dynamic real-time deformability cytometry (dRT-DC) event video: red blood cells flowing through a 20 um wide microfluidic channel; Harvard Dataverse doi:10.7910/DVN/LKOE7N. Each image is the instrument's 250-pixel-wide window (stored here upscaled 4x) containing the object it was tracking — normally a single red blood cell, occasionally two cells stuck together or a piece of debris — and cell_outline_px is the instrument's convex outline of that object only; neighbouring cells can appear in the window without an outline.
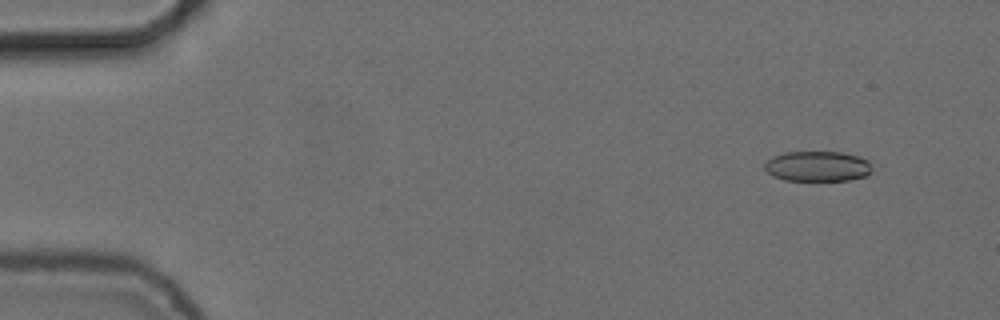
{"species": "common noctule bat (a hibernating species)", "species_latin": "Nyctalus noctula", "temperature_condition": "cold", "stored_images_in_passage": 55, "camera_frame_rate_fps": 3000, "um_per_image_px": 0.085, "animal": {"sex": "female", "body_mass_g": 24.6, "forearm_length_mm": 56.2}, "frame": {"image": 1, "passage_image": 5, "time_ms": 1.333, "image_size_px": [1000, 320], "cell_outline_px": [[872, 172], [868, 176], [848, 180], [784, 180], [772, 176], [764, 168], [764, 164], [772, 156], [784, 152], [840, 152], [860, 156], [868, 160], [872, 168]], "centroid_in_image_um": [69.51, 14.13], "position_along_channel_um": 15.5, "area_um2": 19.13}}
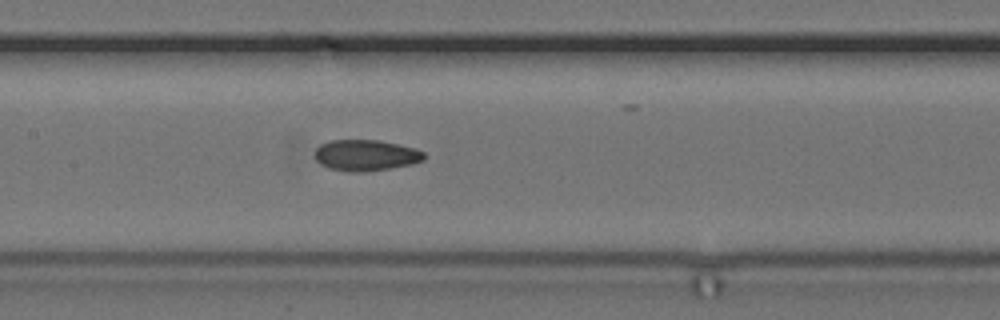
{"frame": {"image": 2, "passage_image": 27, "time_ms": 8.667, "image_size_px": [1000, 320], "cell_outline_px": [[424, 160], [412, 164], [364, 172], [348, 172], [328, 168], [320, 164], [316, 160], [316, 148], [320, 144], [328, 140], [380, 140], [416, 148], [424, 152]], "centroid_in_image_um": [31.08, 13.19], "position_along_channel_um": 176.3, "area_um2": 19.88}}
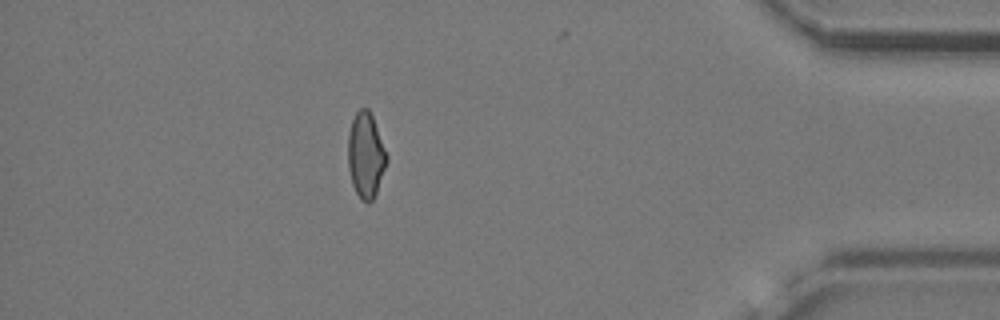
{"frame": {"image": 3, "passage_image": 49, "time_ms": 16.0, "image_size_px": [1000, 320], "cell_outline_px": [[388, 160], [376, 192], [372, 200], [368, 204], [360, 200], [352, 184], [348, 168], [348, 132], [352, 120], [356, 112], [360, 108], [368, 108], [372, 116], [388, 156]], "centroid_in_image_um": [31.08, 13.21], "position_along_channel_um": 404.1, "area_um2": 19.25}, "authors_computed_cell_mechanics": {"area_um2": 19.8832, "velocity_mm_per_s": 3.726, "shape_relaxation_time_tau1_ms": null, "shape_relaxation_time_tau2_ms": 5.6935, "deformation_change_tau1": null, "deformation_change_tau2": 0.1148}}